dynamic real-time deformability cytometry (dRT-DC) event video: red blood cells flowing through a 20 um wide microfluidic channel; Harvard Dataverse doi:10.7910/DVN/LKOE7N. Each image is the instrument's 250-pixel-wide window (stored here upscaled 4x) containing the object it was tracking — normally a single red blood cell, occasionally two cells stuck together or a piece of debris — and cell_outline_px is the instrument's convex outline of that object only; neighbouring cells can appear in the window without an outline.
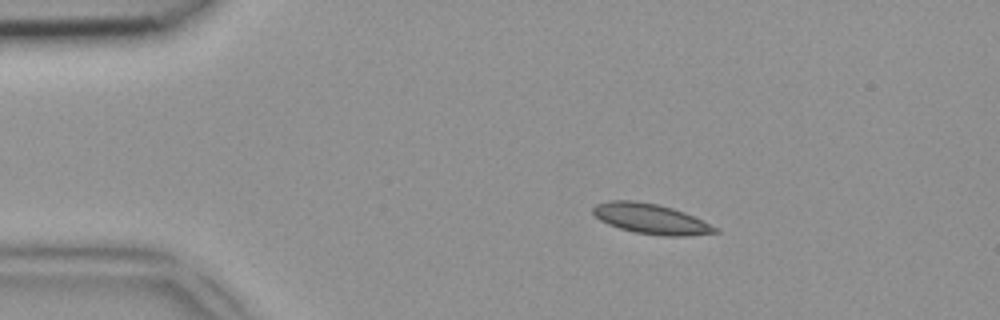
{"species": "common noctule bat (a hibernating species)", "species_latin": "Nyctalus noctula", "temperature_condition": "room temperature", "stored_images_in_passage": 40, "camera_frame_rate_fps": 3000, "um_per_image_px": 0.085, "animal": {"sex": "female", "body_mass_g": 18.4}, "frame": {"image": 1, "passage_image": 1, "time_ms": 0.0, "image_size_px": [1000, 320], "cell_outline_px": [[720, 232], [688, 236], [664, 236], [636, 232], [620, 228], [608, 224], [600, 220], [592, 212], [592, 208], [596, 204], [608, 200], [636, 200], [656, 204], [672, 208], [684, 212], [704, 220], [720, 228]], "centroid_in_image_um": [55.36, 18.6], "position_along_channel_um": 29.6, "area_um2": 21.62}}
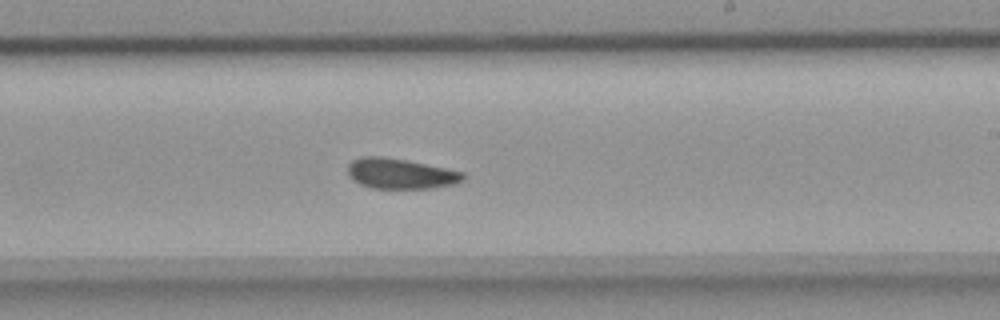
{"frame": {"image": 2, "passage_image": 21, "time_ms": 6.667, "image_size_px": [1000, 320], "cell_outline_px": [[464, 180], [452, 184], [432, 188], [372, 188], [360, 184], [352, 180], [348, 176], [348, 164], [352, 160], [360, 156], [384, 156], [408, 160], [464, 172]], "centroid_in_image_um": [34.0, 14.74], "position_along_channel_um": 255.0, "area_um2": 20.52}}
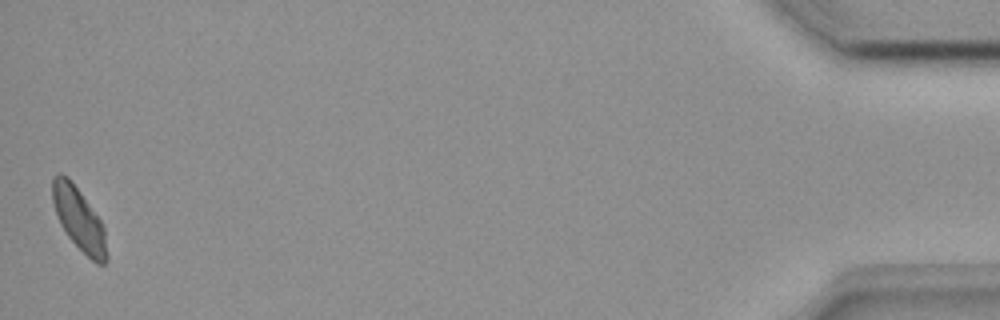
{"frame": {"image": 3, "passage_image": 40, "time_ms": 13.0, "image_size_px": [1000, 320], "cell_outline_px": [[108, 260], [104, 264], [96, 264], [68, 236], [60, 224], [52, 200], [52, 180], [60, 172], [68, 176], [80, 192], [100, 220], [104, 228], [108, 256]], "centroid_in_image_um": [6.72, 18.63], "position_along_channel_um": 428.5, "area_um2": 19.54}}